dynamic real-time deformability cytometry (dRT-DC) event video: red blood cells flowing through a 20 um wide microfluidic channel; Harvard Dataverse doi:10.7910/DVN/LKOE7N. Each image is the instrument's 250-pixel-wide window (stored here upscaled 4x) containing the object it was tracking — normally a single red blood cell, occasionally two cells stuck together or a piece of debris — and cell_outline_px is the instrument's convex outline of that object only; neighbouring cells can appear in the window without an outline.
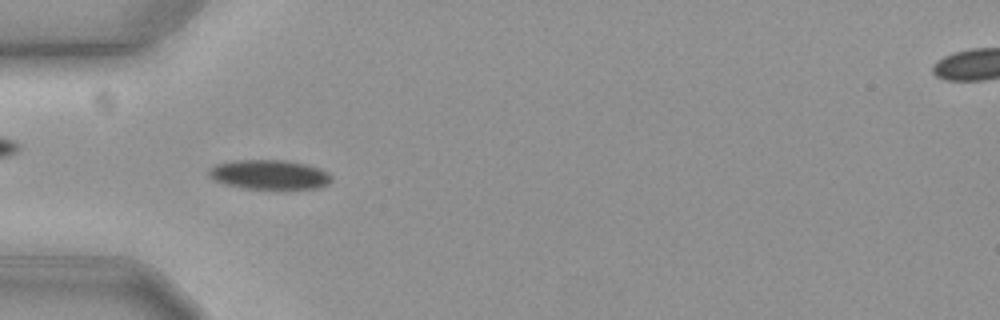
{"species": "common noctule bat (a hibernating species)", "species_latin": "Nyctalus noctula", "temperature_condition": "cold", "stored_images_in_passage": 49, "camera_frame_rate_fps": 3000, "um_per_image_px": 0.085, "animal": {"sex": "female", "body_mass_g": 19.3, "forearm_length_mm": 54.1}, "frame": {"image": 1, "passage_image": 10, "time_ms": 3.0, "image_size_px": [1000, 320], "cell_outline_px": [[332, 180], [328, 184], [316, 188], [244, 188], [224, 184], [212, 180], [208, 176], [208, 168], [216, 164], [232, 160], [284, 160], [308, 164], [320, 168], [328, 172], [332, 176]], "centroid_in_image_um": [22.86, 14.83], "position_along_channel_um": 62.1, "area_um2": 21.21}}
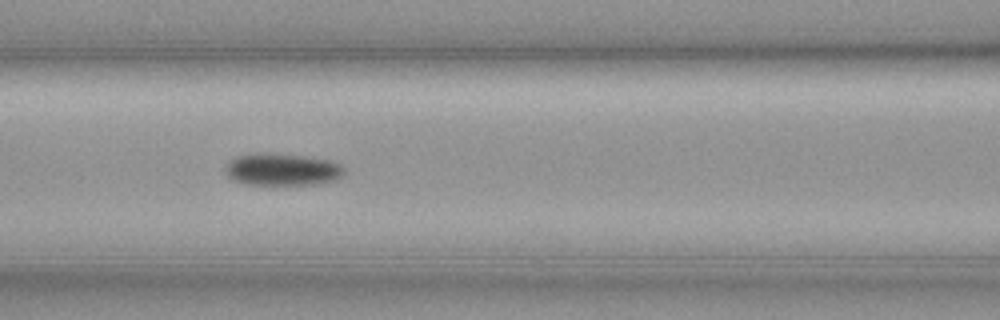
{"frame": {"image": 2, "passage_image": 17, "time_ms": 5.333, "image_size_px": [1000, 320], "cell_outline_px": [[344, 176], [336, 180], [316, 184], [244, 184], [232, 180], [224, 172], [224, 168], [228, 160], [240, 156], [300, 156], [328, 160], [340, 164], [344, 168]], "centroid_in_image_um": [24.01, 14.46], "position_along_channel_um": 142.6, "area_um2": 21.39}}
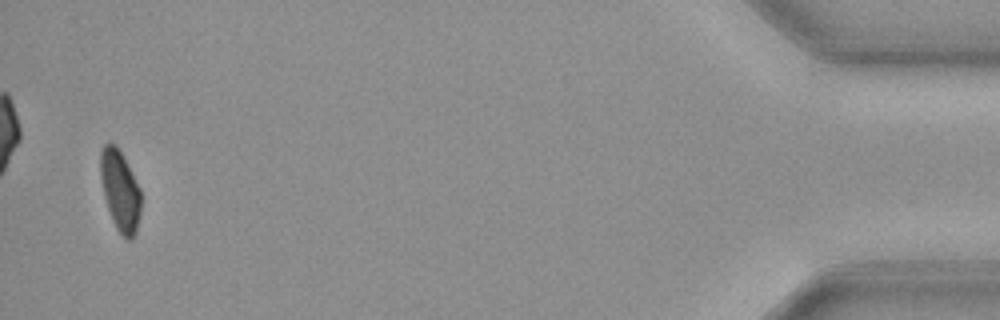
{"frame": {"image": 3, "passage_image": 48, "time_ms": 15.667, "image_size_px": [1000, 320], "cell_outline_px": [[140, 212], [136, 232], [132, 240], [128, 240], [116, 228], [108, 208], [104, 196], [100, 176], [100, 152], [104, 144], [116, 144], [140, 188]], "centroid_in_image_um": [10.2, 16.2], "position_along_channel_um": 425.0, "area_um2": 18.73}}